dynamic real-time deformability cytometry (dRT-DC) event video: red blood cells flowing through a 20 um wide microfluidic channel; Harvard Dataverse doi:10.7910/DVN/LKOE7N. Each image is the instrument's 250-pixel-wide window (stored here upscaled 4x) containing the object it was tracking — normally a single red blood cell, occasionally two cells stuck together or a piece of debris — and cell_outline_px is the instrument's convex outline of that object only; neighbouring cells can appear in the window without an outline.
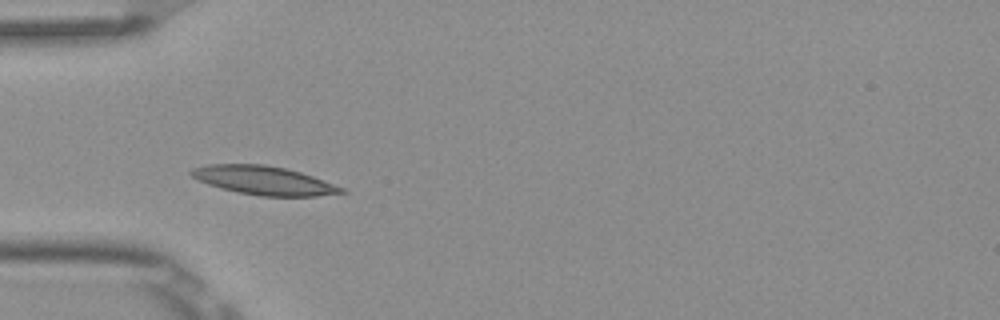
{"species": "Egyptian fruit bat (a non-hibernating species)", "species_latin": "Rousettus aegyptiacus", "temperature_condition": "room temperature", "stored_images_in_passage": 5, "camera_frame_rate_fps": 3000, "um_per_image_px": 0.085, "frame": {"image": 1, "passage_image": 4, "time_ms": 1.0, "image_size_px": [1000, 320], "cell_outline_px": [[348, 192], [316, 196], [260, 196], [220, 188], [208, 184], [192, 176], [188, 172], [192, 168], [208, 164], [264, 164], [284, 168], [300, 172], [312, 176], [344, 188]], "centroid_in_image_um": [22.41, 15.33], "position_along_channel_um": 62.6, "area_um2": 24.85}}
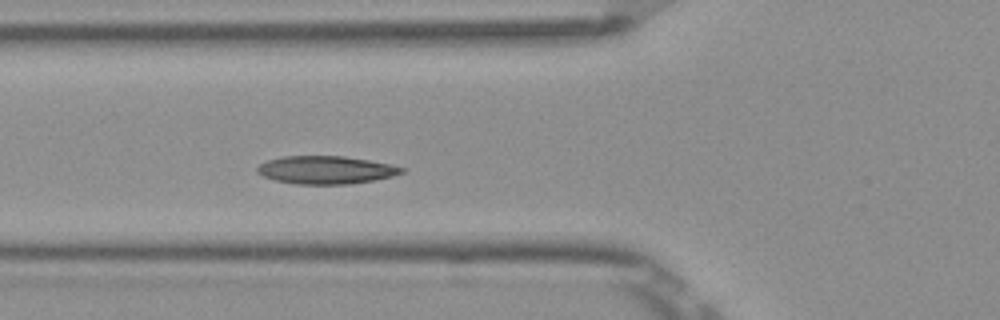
{"frame": {"image": 2, "passage_image": 5, "time_ms": 1.333, "image_size_px": [1000, 320], "cell_outline_px": [[408, 168], [404, 172], [392, 176], [372, 180], [348, 184], [296, 184], [276, 180], [264, 176], [256, 172], [256, 168], [260, 164], [268, 160], [284, 156], [344, 156], [392, 164]], "centroid_in_image_um": [27.73, 14.44], "position_along_channel_um": 98.1, "area_um2": 23.47}}